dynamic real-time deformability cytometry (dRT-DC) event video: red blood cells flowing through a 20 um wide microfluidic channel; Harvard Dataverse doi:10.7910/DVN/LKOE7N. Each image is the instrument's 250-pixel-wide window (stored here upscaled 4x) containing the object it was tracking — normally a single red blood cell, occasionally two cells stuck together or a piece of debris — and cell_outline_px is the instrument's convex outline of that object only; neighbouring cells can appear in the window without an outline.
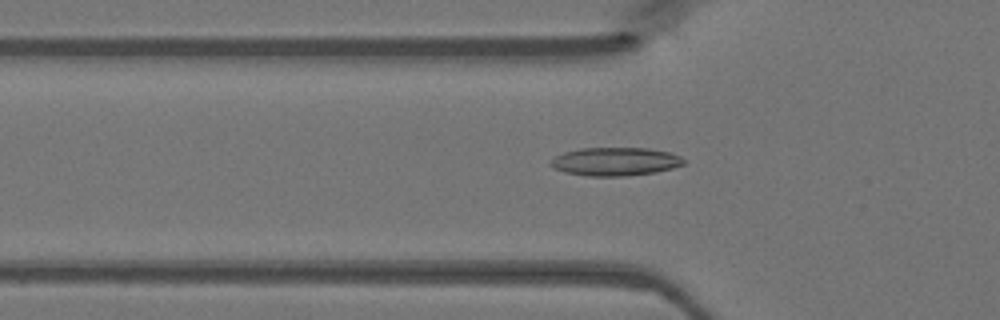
{"species": "Egyptian fruit bat (a non-hibernating species)", "species_latin": "Rousettus aegyptiacus", "temperature_condition": "warm", "stored_images_in_passage": 48, "camera_frame_rate_fps": 3000, "um_per_image_px": 0.085, "animal": {"sex": "female"}, "frame": {"image": 1, "passage_image": 16, "time_ms": 5.0, "image_size_px": [1000, 320], "cell_outline_px": [[684, 164], [672, 168], [656, 172], [628, 176], [588, 176], [564, 172], [552, 168], [548, 164], [556, 156], [564, 152], [580, 148], [648, 148], [672, 152], [680, 156], [684, 160]], "centroid_in_image_um": [52.29, 13.73], "position_along_channel_um": 73.5, "area_um2": 22.14}}
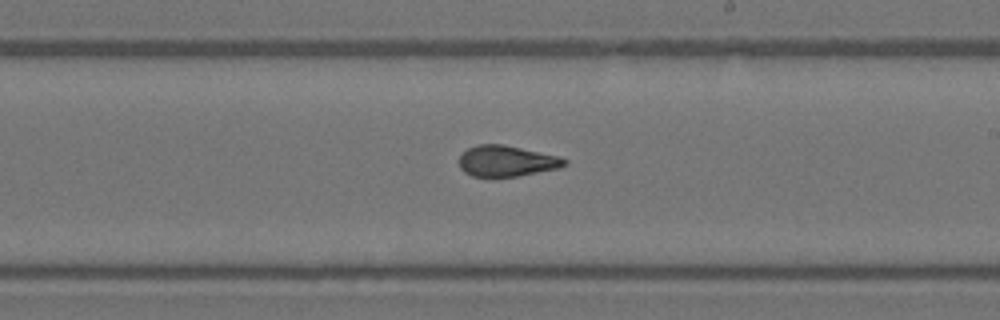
{"frame": {"image": 2, "passage_image": 28, "time_ms": 9.0, "image_size_px": [1000, 320], "cell_outline_px": [[568, 164], [560, 168], [516, 176], [472, 176], [464, 172], [460, 168], [460, 156], [468, 148], [480, 144], [504, 144], [560, 156], [568, 160]], "centroid_in_image_um": [43.1, 13.68], "position_along_channel_um": 245.9, "area_um2": 18.96}}
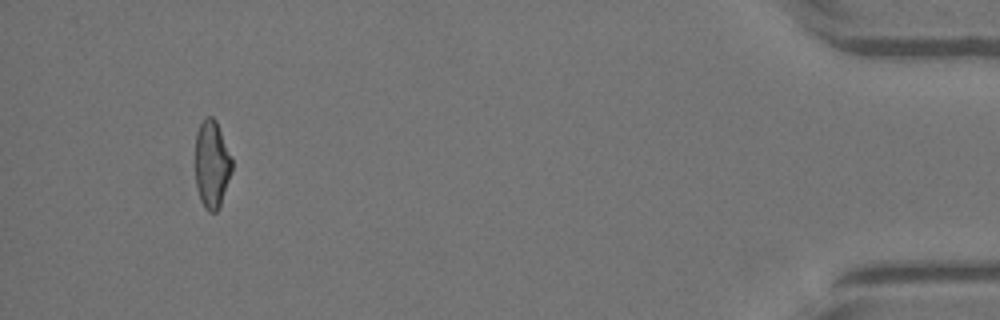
{"frame": {"image": 3, "passage_image": 45, "time_ms": 14.667, "image_size_px": [1000, 320], "cell_outline_px": [[232, 172], [220, 204], [216, 212], [208, 212], [204, 208], [200, 200], [196, 188], [196, 132], [204, 116], [212, 116], [216, 120], [232, 156]], "centroid_in_image_um": [18.01, 13.94], "position_along_channel_um": 417.2, "area_um2": 18.9}}